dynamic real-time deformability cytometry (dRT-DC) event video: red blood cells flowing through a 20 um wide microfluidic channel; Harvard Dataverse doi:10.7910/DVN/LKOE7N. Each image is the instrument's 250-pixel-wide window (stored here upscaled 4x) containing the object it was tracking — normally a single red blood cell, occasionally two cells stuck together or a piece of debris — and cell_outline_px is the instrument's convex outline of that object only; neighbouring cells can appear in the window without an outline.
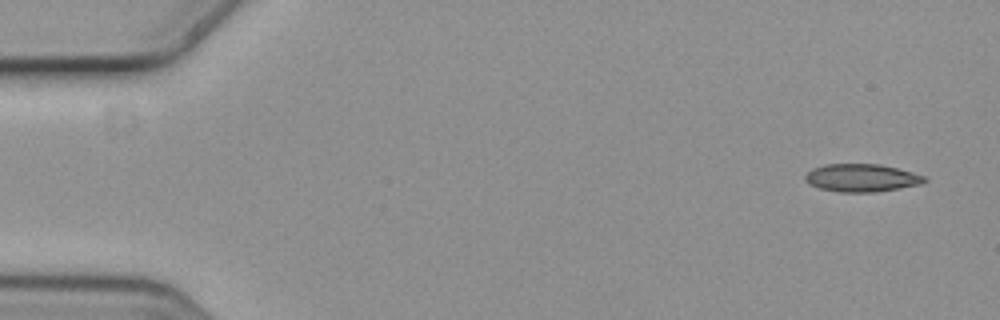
{"species": "common noctule bat (a hibernating species)", "species_latin": "Nyctalus noctula", "temperature_condition": "cold", "stored_images_in_passage": 4, "camera_frame_rate_fps": 3000, "um_per_image_px": 0.085, "animal": {"sex": "female", "body_mass_g": 19.3, "forearm_length_mm": 54.1}, "frame": {"image": 1, "passage_image": 1, "time_ms": 0.0, "image_size_px": [1000, 320], "cell_outline_px": [[928, 180], [920, 184], [876, 192], [840, 192], [820, 188], [812, 184], [804, 176], [812, 168], [824, 164], [880, 164], [912, 172], [924, 176]], "centroid_in_image_um": [73.25, 15.11], "position_along_channel_um": 11.8, "area_um2": 19.07}}
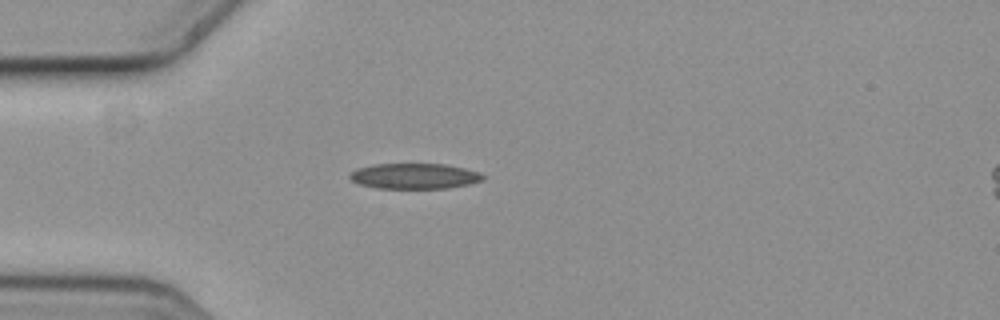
{"frame": {"image": 2, "passage_image": 4, "time_ms": 1.0, "image_size_px": [1000, 320], "cell_outline_px": [[484, 176], [480, 180], [468, 184], [444, 188], [376, 188], [360, 184], [352, 180], [348, 176], [356, 168], [372, 164], [444, 164], [464, 168], [476, 172]], "centroid_in_image_um": [35.15, 14.96], "position_along_channel_um": 49.8, "area_um2": 19.48}}